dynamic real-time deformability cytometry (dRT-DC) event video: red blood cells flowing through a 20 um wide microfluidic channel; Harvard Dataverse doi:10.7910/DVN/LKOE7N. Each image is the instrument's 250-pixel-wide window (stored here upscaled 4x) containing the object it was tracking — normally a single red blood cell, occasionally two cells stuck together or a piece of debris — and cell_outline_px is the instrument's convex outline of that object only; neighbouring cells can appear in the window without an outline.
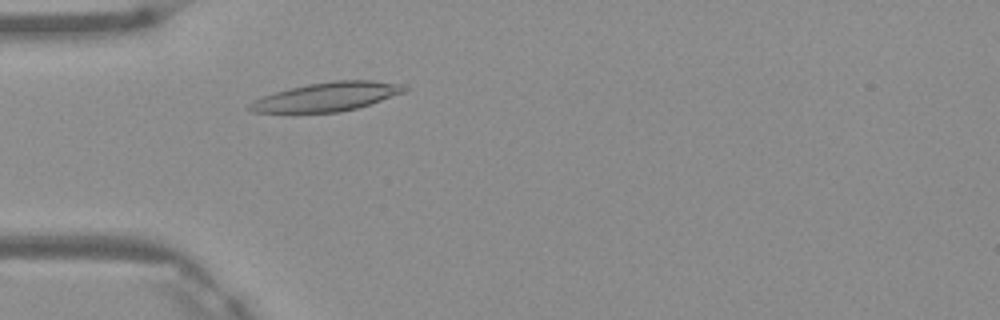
{"species": "Egyptian fruit bat (a non-hibernating species)", "species_latin": "Rousettus aegyptiacus", "temperature_condition": "warm", "stored_images_in_passage": 5, "camera_frame_rate_fps": 3000, "um_per_image_px": 0.085, "frame": {"image": 1, "passage_image": 5, "time_ms": 1.333, "image_size_px": [1000, 320], "cell_outline_px": [[408, 88], [404, 92], [356, 108], [340, 112], [292, 116], [252, 112], [248, 108], [248, 104], [252, 100], [288, 88], [308, 84], [332, 80], [372, 80], [404, 84]], "centroid_in_image_um": [27.65, 8.27], "position_along_channel_um": 57.4, "area_um2": 27.05}}